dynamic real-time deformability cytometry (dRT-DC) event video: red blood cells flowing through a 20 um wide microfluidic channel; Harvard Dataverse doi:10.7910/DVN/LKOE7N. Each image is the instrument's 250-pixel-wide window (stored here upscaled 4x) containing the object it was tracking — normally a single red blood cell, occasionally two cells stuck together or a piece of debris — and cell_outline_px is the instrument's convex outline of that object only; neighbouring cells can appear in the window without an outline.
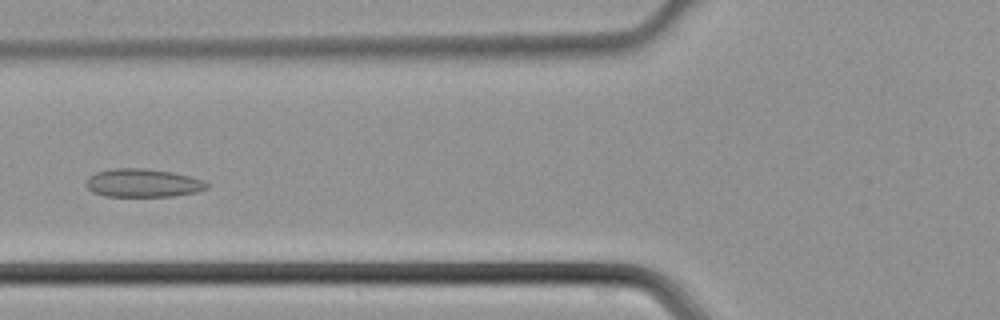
{"species": "common noctule bat (a hibernating species)", "species_latin": "Nyctalus noctula", "temperature_condition": "cold", "stored_images_in_passage": 45, "camera_frame_rate_fps": 3000, "um_per_image_px": 0.085, "animal": {"sex": "male", "body_mass_g": 21.5, "forearm_length_mm": 52.0}, "frame": {"image": 1, "passage_image": 16, "time_ms": 5.0, "image_size_px": [1000, 320], "cell_outline_px": [[208, 188], [196, 192], [172, 196], [104, 196], [92, 192], [84, 184], [88, 176], [96, 172], [112, 168], [144, 168], [172, 172], [204, 180], [208, 184]], "centroid_in_image_um": [12.1, 15.55], "position_along_channel_um": 113.7, "area_um2": 20.0}}
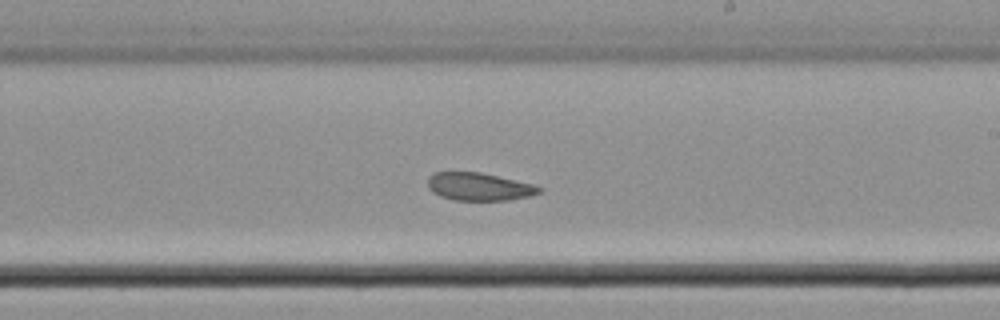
{"frame": {"image": 2, "passage_image": 25, "time_ms": 8.0, "image_size_px": [1000, 320], "cell_outline_px": [[544, 192], [532, 196], [508, 200], [452, 200], [440, 196], [432, 192], [428, 188], [428, 176], [436, 172], [480, 172], [532, 184], [544, 188]], "centroid_in_image_um": [40.74, 15.87], "position_along_channel_um": 248.3, "area_um2": 18.21}}
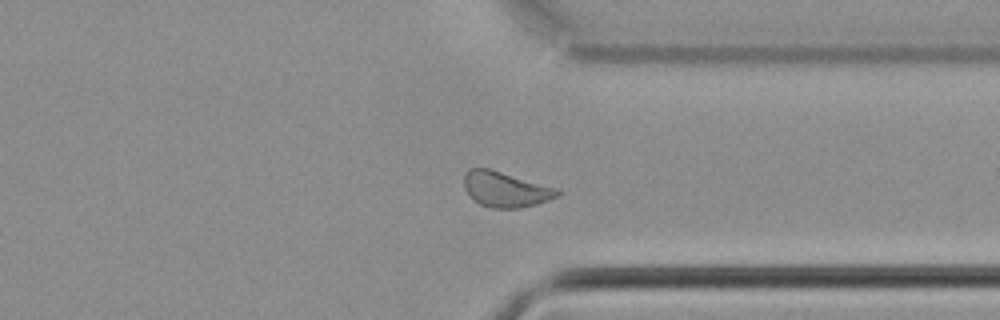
{"frame": {"image": 3, "passage_image": 33, "time_ms": 10.667, "image_size_px": [1000, 320], "cell_outline_px": [[560, 196], [536, 204], [520, 208], [492, 208], [480, 204], [472, 200], [468, 196], [464, 188], [464, 172], [468, 168], [488, 168], [556, 188], [560, 192]], "centroid_in_image_um": [42.91, 16.1], "position_along_channel_um": 368.5, "area_um2": 19.25}}